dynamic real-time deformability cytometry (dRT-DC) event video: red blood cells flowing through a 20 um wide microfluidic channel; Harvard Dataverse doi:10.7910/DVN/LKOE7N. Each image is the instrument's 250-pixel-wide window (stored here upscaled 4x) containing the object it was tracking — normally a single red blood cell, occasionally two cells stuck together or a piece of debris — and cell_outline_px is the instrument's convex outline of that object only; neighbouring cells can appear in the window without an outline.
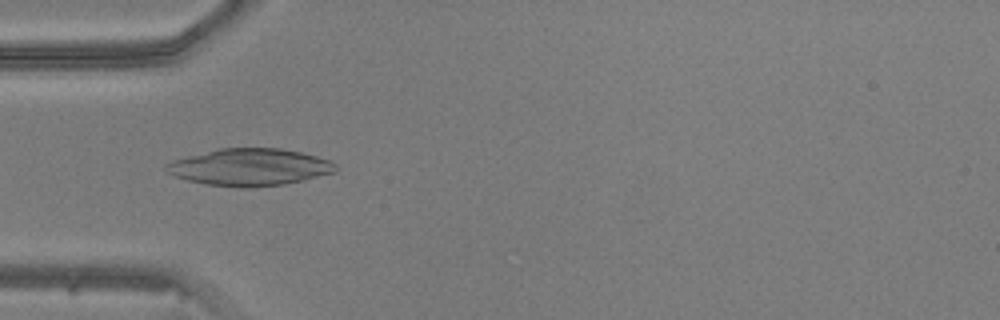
{"species": "common noctule bat (a hibernating species)", "species_latin": "Nyctalus noctula", "temperature_condition": "warm", "stored_images_in_passage": 15, "camera_frame_rate_fps": 3000, "um_per_image_px": 0.085, "animal": {"sex": "male", "body_mass_g": 20.5, "forearm_length_mm": 52.5}, "frame": {"image": 1, "passage_image": 3, "time_ms": 0.667, "image_size_px": [1000, 320], "cell_outline_px": [[340, 168], [336, 172], [304, 180], [284, 184], [252, 188], [244, 188], [204, 184], [172, 176], [164, 168], [164, 164], [172, 160], [220, 148], [280, 148], [300, 152], [316, 156], [328, 160], [336, 164]], "centroid_in_image_um": [21.22, 14.22], "position_along_channel_um": 63.8, "area_um2": 36.82}}
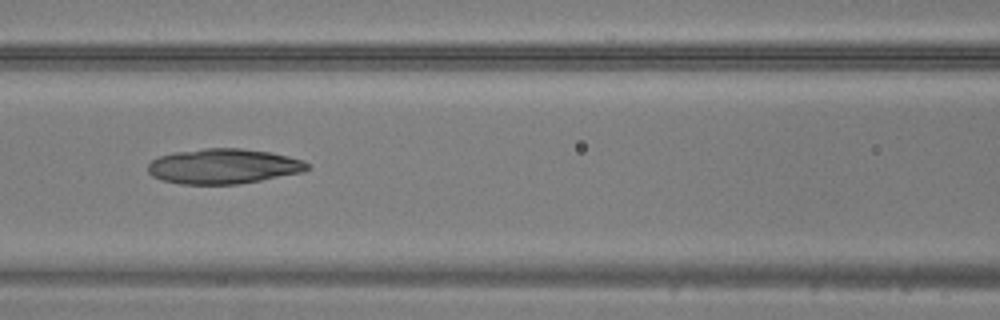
{"frame": {"image": 2, "passage_image": 9, "time_ms": 2.667, "image_size_px": [1000, 320], "cell_outline_px": [[312, 168], [304, 172], [240, 184], [180, 184], [160, 180], [152, 176], [148, 172], [148, 164], [152, 160], [160, 156], [172, 152], [204, 148], [240, 148], [268, 152], [288, 156], [304, 160]], "centroid_in_image_um": [18.99, 14.13], "position_along_channel_um": 147.6, "area_um2": 32.83}}
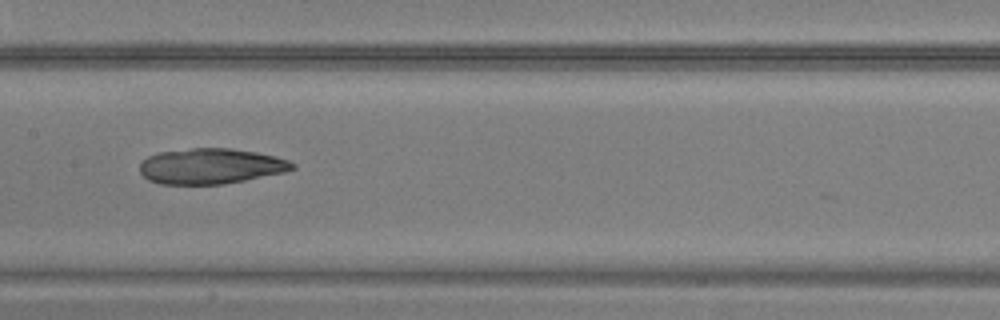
{"frame": {"image": 3, "passage_image": 12, "time_ms": 3.667, "image_size_px": [1000, 320], "cell_outline_px": [[296, 168], [284, 172], [224, 184], [160, 184], [148, 180], [140, 172], [140, 164], [148, 156], [160, 152], [192, 148], [232, 148], [256, 152], [276, 156], [288, 160], [296, 164]], "centroid_in_image_um": [17.93, 14.12], "position_along_channel_um": 189.5, "area_um2": 31.56}}